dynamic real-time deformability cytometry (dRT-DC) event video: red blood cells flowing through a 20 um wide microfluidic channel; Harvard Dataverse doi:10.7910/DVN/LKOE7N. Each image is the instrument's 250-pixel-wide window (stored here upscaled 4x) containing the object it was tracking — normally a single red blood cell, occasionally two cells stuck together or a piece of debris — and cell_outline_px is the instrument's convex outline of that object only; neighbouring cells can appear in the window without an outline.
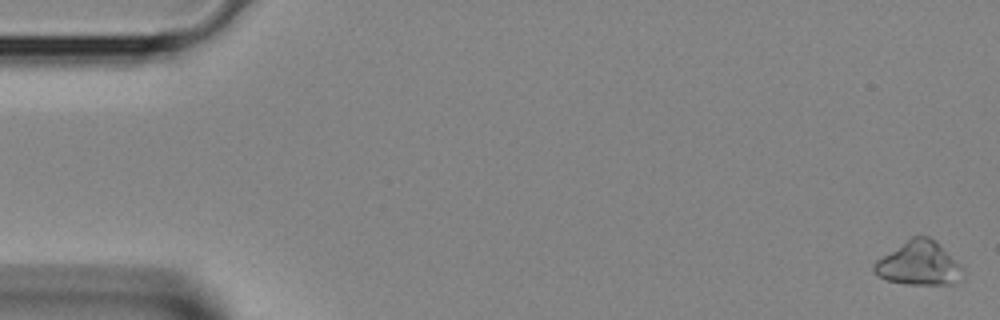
{"species": "Egyptian fruit bat (a non-hibernating species)", "species_latin": "Rousettus aegyptiacus", "temperature_condition": "room temperature", "stored_images_in_passage": 9, "camera_frame_rate_fps": 3000, "um_per_image_px": 0.085, "animal": {"sex": "female"}, "frame": {"image": 1, "passage_image": 1, "time_ms": 0.0, "image_size_px": [1000, 320], "cell_outline_px": [[964, 280], [948, 284], [908, 284], [888, 280], [880, 276], [872, 268], [876, 260], [912, 236], [928, 236], [936, 240], [964, 268]], "centroid_in_image_um": [78.17, 22.39], "position_along_channel_um": 6.8, "area_um2": 22.66}}